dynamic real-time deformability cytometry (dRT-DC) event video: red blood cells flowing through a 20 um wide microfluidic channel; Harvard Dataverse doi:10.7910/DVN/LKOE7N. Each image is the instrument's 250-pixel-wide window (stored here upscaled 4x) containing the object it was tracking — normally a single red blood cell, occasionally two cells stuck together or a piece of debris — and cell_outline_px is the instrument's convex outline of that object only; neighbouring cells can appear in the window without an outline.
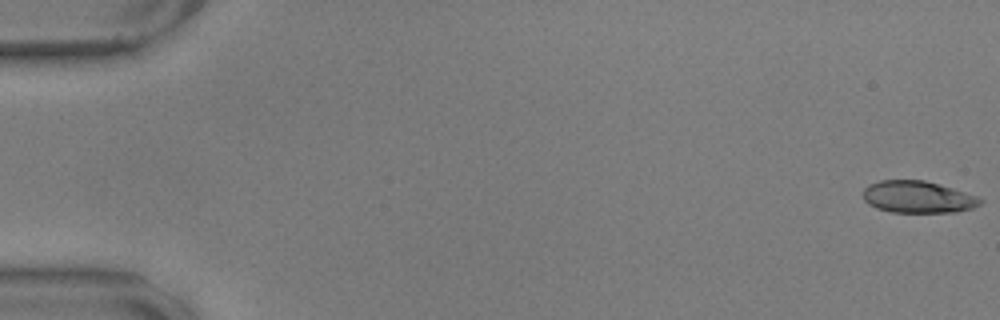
{"species": "common noctule bat (a hibernating species)", "species_latin": "Nyctalus noctula", "temperature_condition": "warm", "stored_images_in_passage": 19, "camera_frame_rate_fps": 3000, "um_per_image_px": 0.085, "animal": {"sex": "male", "body_mass_g": 17.9, "forearm_length_mm": 54.2}, "frame": {"image": 1, "passage_image": 1, "time_ms": 0.0, "image_size_px": [1000, 320], "cell_outline_px": [[984, 200], [980, 204], [972, 208], [956, 212], [892, 212], [876, 208], [868, 204], [864, 200], [864, 188], [868, 184], [880, 180], [924, 180], [952, 188], [976, 196]], "centroid_in_image_um": [77.99, 16.74], "position_along_channel_um": 7.0, "area_um2": 21.73}}
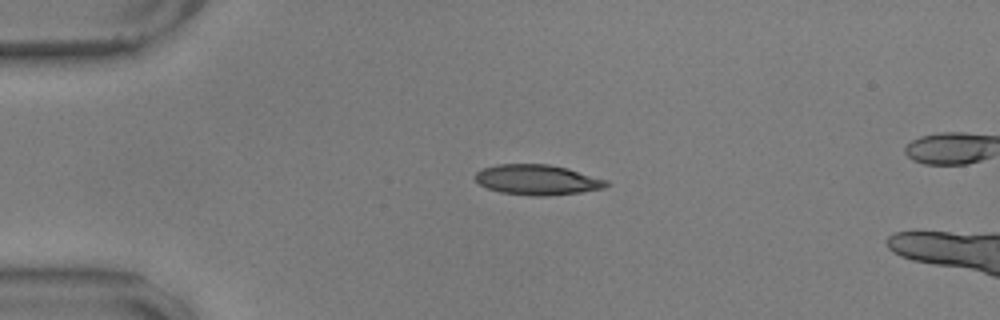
{"frame": {"image": 2, "passage_image": 14, "time_ms": 4.333, "image_size_px": [1000, 320], "cell_outline_px": [[612, 184], [604, 188], [580, 192], [548, 196], [528, 196], [500, 192], [488, 188], [480, 184], [476, 180], [476, 172], [484, 168], [496, 164], [548, 164], [568, 168], [608, 180]], "centroid_in_image_um": [45.71, 15.28], "position_along_channel_um": 39.3, "area_um2": 23.24}}